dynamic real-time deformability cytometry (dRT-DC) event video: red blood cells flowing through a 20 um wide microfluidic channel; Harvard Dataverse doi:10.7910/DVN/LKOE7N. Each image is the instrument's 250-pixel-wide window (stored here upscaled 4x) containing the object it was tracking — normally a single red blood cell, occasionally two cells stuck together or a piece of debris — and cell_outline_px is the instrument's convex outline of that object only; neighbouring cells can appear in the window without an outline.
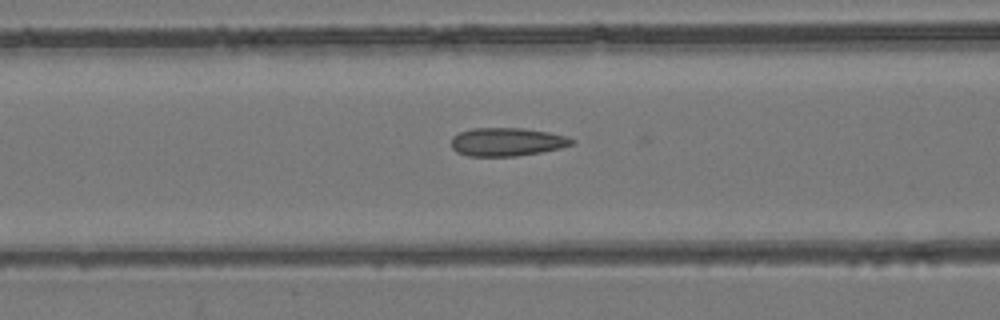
{"species": "common noctule bat (a hibernating species)", "species_latin": "Nyctalus noctula", "temperature_condition": "room temperature", "stored_images_in_passage": 45, "camera_frame_rate_fps": 3000, "um_per_image_px": 0.085, "animal": {"sex": "female", "body_mass_g": 24.6, "forearm_length_mm": 56.2}, "frame": {"image": 1, "passage_image": 22, "time_ms": 7.0, "image_size_px": [1000, 320], "cell_outline_px": [[576, 140], [572, 144], [560, 148], [540, 152], [516, 156], [468, 156], [456, 152], [452, 148], [452, 136], [460, 132], [472, 128], [524, 128], [548, 132], [568, 136]], "centroid_in_image_um": [43.09, 12.06], "position_along_channel_um": 123.5, "area_um2": 19.94}}
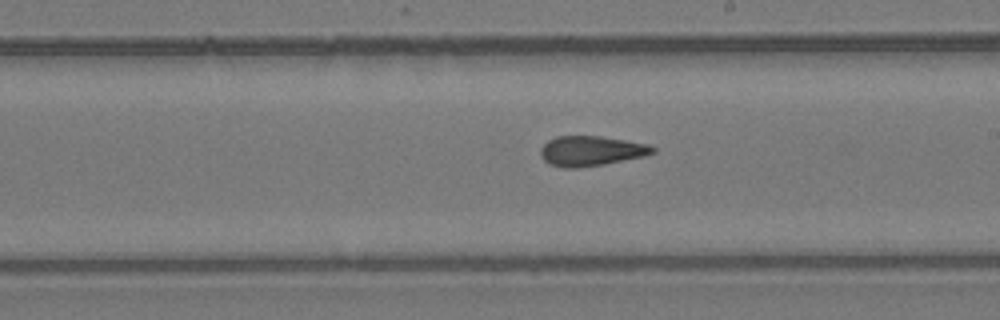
{"frame": {"image": 2, "passage_image": 31, "time_ms": 10.0, "image_size_px": [1000, 320], "cell_outline_px": [[656, 152], [644, 156], [604, 164], [576, 168], [564, 168], [548, 164], [540, 156], [540, 148], [548, 140], [556, 136], [600, 136], [648, 144], [656, 148]], "centroid_in_image_um": [50.22, 12.83], "position_along_channel_um": 238.8, "area_um2": 19.65}}
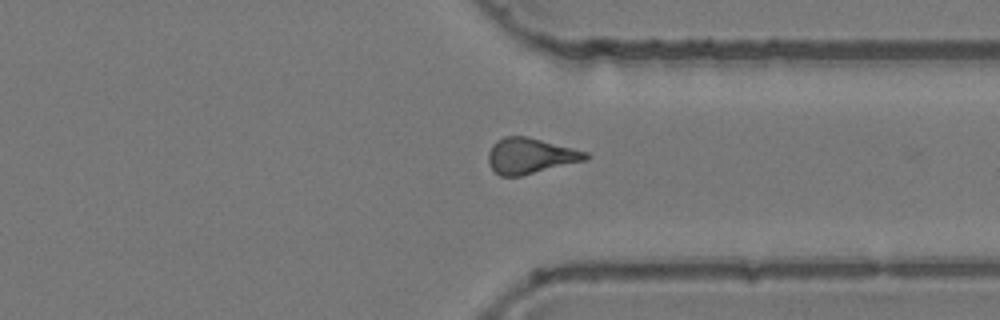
{"frame": {"image": 3, "passage_image": 41, "time_ms": 13.333, "image_size_px": [1000, 320], "cell_outline_px": [[588, 160], [520, 176], [500, 176], [492, 168], [488, 160], [488, 152], [492, 144], [496, 140], [504, 136], [528, 136], [588, 152]], "centroid_in_image_um": [45.08, 13.24], "position_along_channel_um": 366.3, "area_um2": 20.29}, "authors_computed_cell_mechanics": {"area_um2": 19.941, "velocity_mm_per_s": 3.8369, "shape_relaxation_time_tau1_ms": null, "shape_relaxation_time_tau2_ms": 2.3545, "deformation_change_tau1": null, "deformation_change_tau2": 0.0759}}